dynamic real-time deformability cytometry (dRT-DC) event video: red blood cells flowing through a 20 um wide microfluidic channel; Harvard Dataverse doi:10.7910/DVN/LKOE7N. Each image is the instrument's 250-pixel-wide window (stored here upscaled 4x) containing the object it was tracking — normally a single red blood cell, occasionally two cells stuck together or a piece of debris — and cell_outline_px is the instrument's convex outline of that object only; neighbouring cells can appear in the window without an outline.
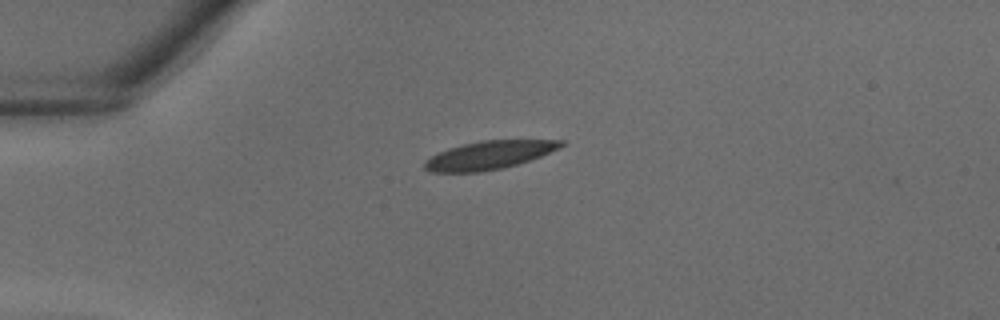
{"species": "common noctule bat (a hibernating species)", "species_latin": "Nyctalus noctula", "temperature_condition": "warm", "stored_images_in_passage": 24, "camera_frame_rate_fps": 3000, "um_per_image_px": 0.085, "animal": {"sex": "male", "body_mass_g": 18.8}, "frame": {"image": 1, "passage_image": 1, "time_ms": 0.0, "image_size_px": [1000, 320], "cell_outline_px": [[564, 144], [560, 148], [540, 156], [504, 168], [480, 172], [428, 172], [424, 168], [424, 160], [448, 148], [464, 144], [484, 140], [564, 140]], "centroid_in_image_um": [41.55, 13.19], "position_along_channel_um": 43.4, "area_um2": 22.31}}
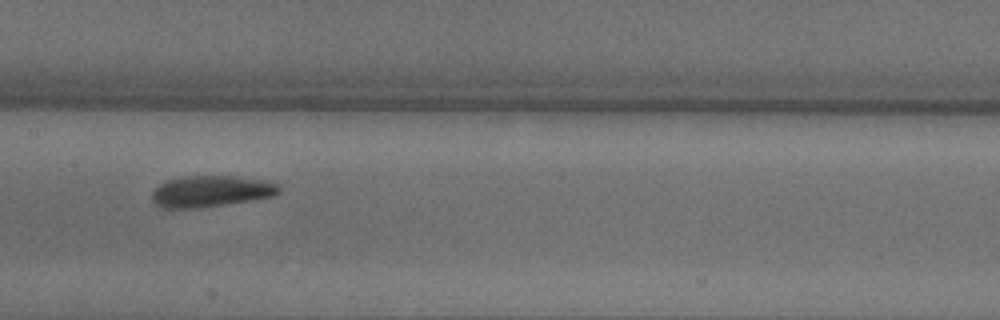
{"frame": {"image": 2, "passage_image": 11, "time_ms": 3.333, "image_size_px": [1000, 320], "cell_outline_px": [[280, 192], [272, 196], [200, 208], [164, 208], [156, 204], [152, 200], [152, 192], [160, 184], [168, 180], [184, 176], [232, 176], [272, 180], [280, 184]], "centroid_in_image_um": [17.97, 16.24], "position_along_channel_um": 189.4, "area_um2": 23.18}}
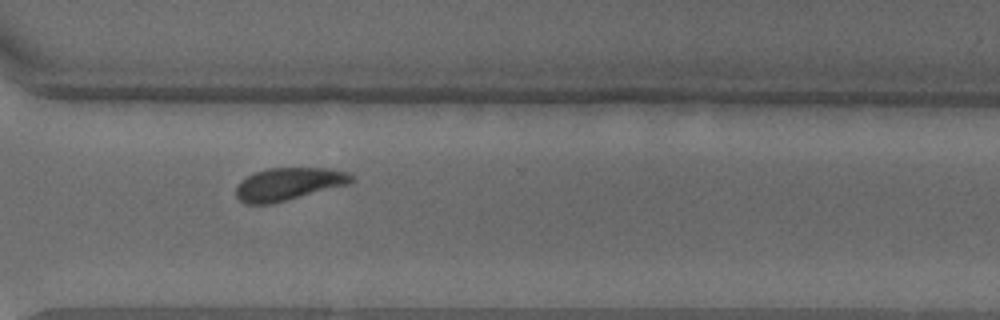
{"frame": {"image": 3, "passage_image": 20, "time_ms": 6.333, "image_size_px": [1000, 320], "cell_outline_px": [[356, 180], [352, 184], [272, 204], [244, 204], [236, 196], [236, 184], [240, 180], [256, 172], [268, 168], [324, 168], [352, 172]], "centroid_in_image_um": [24.59, 15.64], "position_along_channel_um": 346.0, "area_um2": 22.43}}